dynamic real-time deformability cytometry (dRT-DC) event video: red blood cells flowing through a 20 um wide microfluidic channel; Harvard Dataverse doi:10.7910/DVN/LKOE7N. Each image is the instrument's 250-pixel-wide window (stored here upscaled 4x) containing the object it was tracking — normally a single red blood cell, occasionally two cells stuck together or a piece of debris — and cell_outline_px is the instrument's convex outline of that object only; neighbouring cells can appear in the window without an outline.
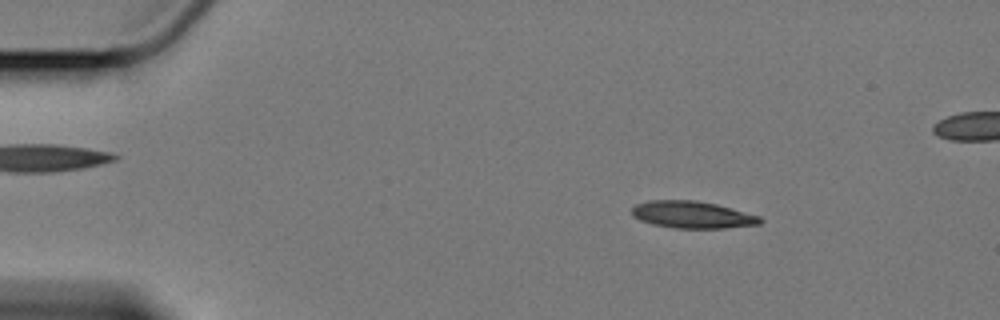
{"species": "Egyptian fruit bat (a non-hibernating species)", "species_latin": "Rousettus aegyptiacus", "temperature_condition": "cold", "stored_images_in_passage": 60, "segment_of_instrument_passage": [1, 2], "camera_frame_rate_fps": 3000, "um_per_image_px": 0.085, "animal": {"sex": "female"}, "frame": {"image": 1, "passage_image": 9, "time_ms": 2.667, "image_size_px": [1000, 320], "cell_outline_px": [[764, 220], [760, 224], [724, 228], [676, 228], [652, 224], [640, 220], [632, 216], [632, 208], [636, 204], [648, 200], [696, 200], [716, 204], [760, 216]], "centroid_in_image_um": [58.84, 18.25], "position_along_channel_um": 26.2, "area_um2": 20.23}}
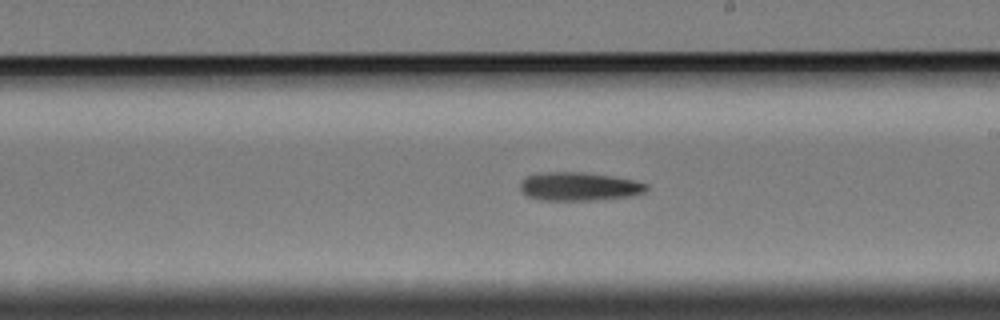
{"frame": {"image": 2, "passage_image": 34, "time_ms": 11.0, "image_size_px": [1000, 320], "cell_outline_px": [[648, 188], [644, 192], [628, 196], [596, 200], [540, 200], [528, 196], [520, 188], [520, 184], [528, 176], [548, 172], [580, 172], [636, 180], [648, 184]], "centroid_in_image_um": [49.25, 15.86], "position_along_channel_um": 239.8, "area_um2": 20.58}}
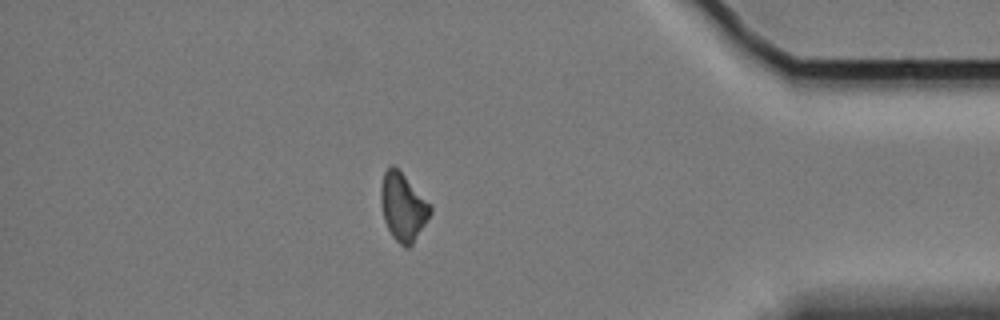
{"frame": {"image": 3, "passage_image": 51, "time_ms": 16.667, "image_size_px": [1000, 320], "cell_outline_px": [[432, 212], [412, 244], [408, 248], [404, 248], [392, 236], [384, 220], [380, 204], [380, 188], [384, 172], [392, 164], [432, 204]], "centroid_in_image_um": [34.25, 17.6], "position_along_channel_um": 401.0, "area_um2": 19.42}}